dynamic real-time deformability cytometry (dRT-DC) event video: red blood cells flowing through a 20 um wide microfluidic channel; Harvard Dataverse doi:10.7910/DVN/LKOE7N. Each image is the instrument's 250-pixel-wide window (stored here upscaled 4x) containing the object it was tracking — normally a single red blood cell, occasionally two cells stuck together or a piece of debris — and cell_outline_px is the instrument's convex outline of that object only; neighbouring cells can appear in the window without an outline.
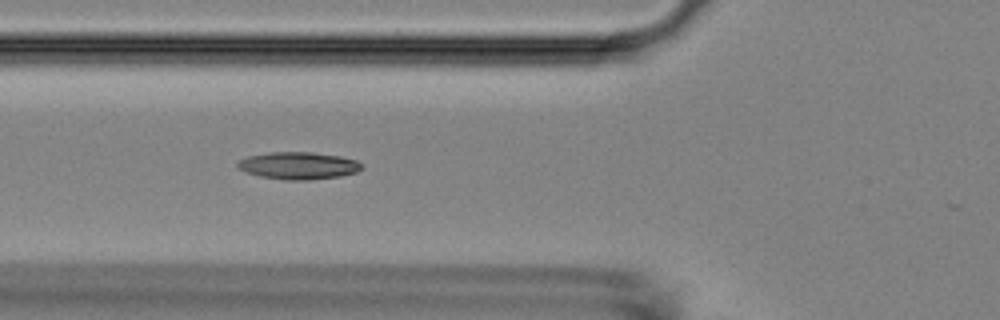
{"species": "Egyptian fruit bat (a non-hibernating species)", "species_latin": "Rousettus aegyptiacus", "temperature_condition": "room temperature", "stored_images_in_passage": 39, "camera_frame_rate_fps": 3000, "um_per_image_px": 0.085, "animal": {"sex": "female"}, "frame": {"image": 1, "passage_image": 10, "time_ms": 3.0, "image_size_px": [1000, 320], "cell_outline_px": [[364, 168], [356, 172], [340, 176], [312, 180], [284, 180], [260, 176], [244, 172], [236, 164], [236, 160], [248, 156], [268, 152], [312, 152], [340, 156], [356, 160], [364, 164]], "centroid_in_image_um": [25.37, 14.08], "position_along_channel_um": 100.4, "area_um2": 20.0}}
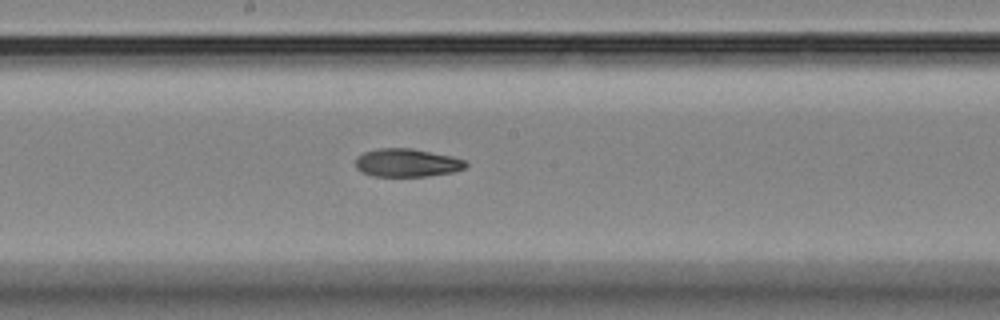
{"frame": {"image": 2, "passage_image": 19, "time_ms": 6.0, "image_size_px": [1000, 320], "cell_outline_px": [[468, 164], [464, 168], [452, 172], [428, 176], [372, 176], [360, 172], [356, 168], [356, 156], [364, 152], [376, 148], [412, 148], [452, 156], [464, 160]], "centroid_in_image_um": [34.55, 13.83], "position_along_channel_um": 213.6, "area_um2": 18.21}}
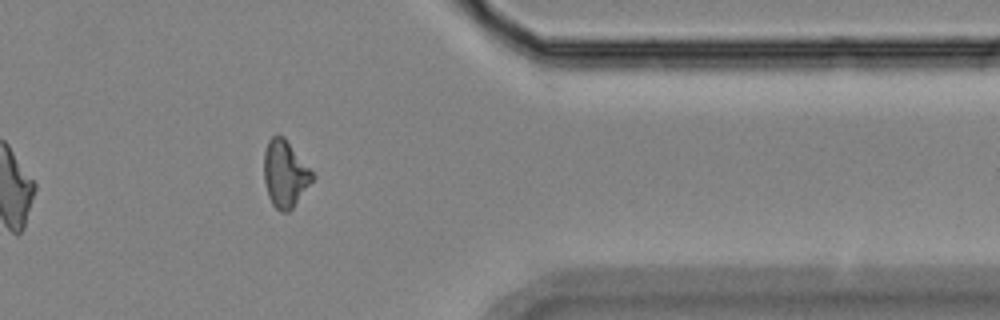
{"frame": {"image": 3, "passage_image": 34, "time_ms": 11.0, "image_size_px": [1000, 320], "cell_outline_px": [[316, 176], [292, 208], [288, 212], [280, 212], [272, 204], [268, 196], [264, 180], [264, 152], [268, 140], [272, 136], [284, 136]], "centroid_in_image_um": [24.22, 14.78], "position_along_channel_um": 387.2, "area_um2": 18.79}, "authors_computed_cell_mechanics": {"area_um2": 18.785, "velocity_mm_per_s": 3.7533, "shape_relaxation_time_tau1_ms": 8.0839, "shape_relaxation_time_tau2_ms": 5.354, "deformation_change_tau1": 0.1797, "deformation_change_tau2": 0.1357}}